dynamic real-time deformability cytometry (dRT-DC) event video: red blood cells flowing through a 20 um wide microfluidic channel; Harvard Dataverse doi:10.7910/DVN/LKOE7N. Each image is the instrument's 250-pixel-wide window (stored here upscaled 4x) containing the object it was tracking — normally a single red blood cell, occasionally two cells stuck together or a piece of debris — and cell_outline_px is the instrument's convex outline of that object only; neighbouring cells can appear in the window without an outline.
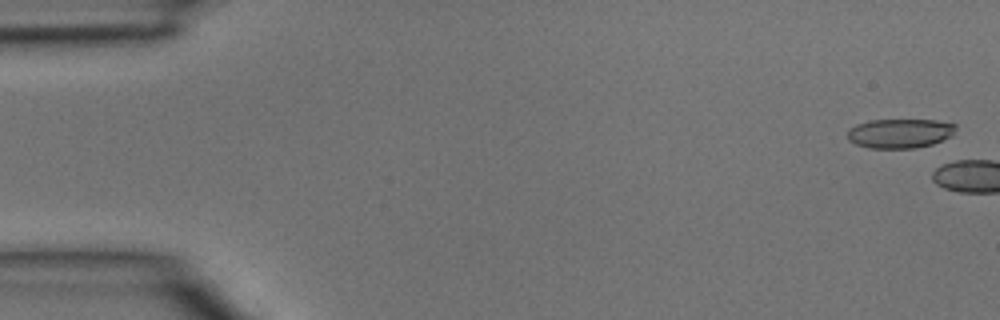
{"species": "common noctule bat (a hibernating species)", "species_latin": "Nyctalus noctula", "temperature_condition": "room temperature", "stored_images_in_passage": 4, "camera_frame_rate_fps": 3000, "um_per_image_px": 0.085, "animal": {"sex": "male", "body_mass_g": 15.6}, "frame": {"image": 1, "passage_image": 1, "time_ms": 0.0, "image_size_px": [1000, 320], "cell_outline_px": [[956, 128], [952, 136], [932, 144], [916, 148], [872, 148], [856, 144], [848, 140], [848, 128], [856, 124], [872, 120], [936, 120], [956, 124]], "centroid_in_image_um": [76.5, 11.33], "position_along_channel_um": 8.5, "area_um2": 18.55}}
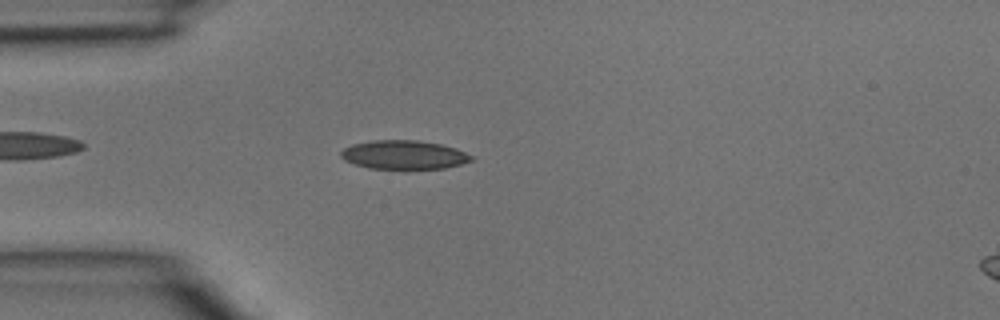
{"frame": {"image": 2, "passage_image": 4, "time_ms": 1.0, "image_size_px": [1000, 320], "cell_outline_px": [[476, 160], [444, 168], [408, 172], [368, 168], [344, 160], [340, 156], [340, 152], [344, 148], [352, 144], [372, 140], [416, 140], [440, 144], [456, 148], [476, 156]], "centroid_in_image_um": [34.38, 13.21], "position_along_channel_um": 50.6, "area_um2": 23.0}}